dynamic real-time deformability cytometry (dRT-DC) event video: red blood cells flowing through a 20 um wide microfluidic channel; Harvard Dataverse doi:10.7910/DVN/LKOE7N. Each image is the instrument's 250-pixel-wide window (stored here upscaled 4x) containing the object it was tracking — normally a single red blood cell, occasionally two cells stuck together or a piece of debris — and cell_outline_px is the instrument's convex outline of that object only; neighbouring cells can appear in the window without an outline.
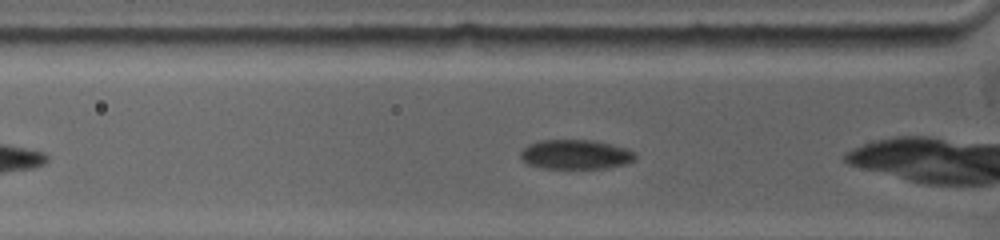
{"species": "common noctule bat (a hibernating species)", "species_latin": "Nyctalus noctula", "temperature_condition": "warm", "stored_images_in_passage": 39, "camera_frame_rate_fps": 5000, "um_per_image_px": 0.085, "animal": {"sex": "female", "body_mass_g": 19.0, "forearm_length_mm": 53.3}, "frame": {"image": 1, "passage_image": 4, "time_ms": 0.8, "image_size_px": [1000, 240], "cell_outline_px": [[636, 156], [628, 164], [604, 168], [544, 168], [528, 164], [520, 156], [520, 152], [528, 144], [536, 140], [596, 140], [624, 148], [632, 152]], "centroid_in_image_um": [48.89, 13.12], "position_along_channel_um": 76.9, "area_um2": 19.59}}
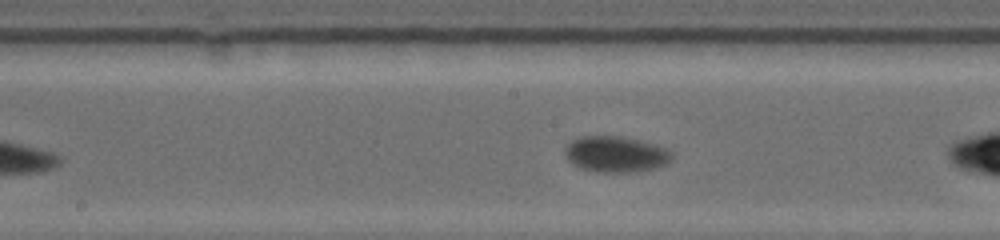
{"frame": {"image": 2, "passage_image": 19, "time_ms": 4.0, "image_size_px": [1000, 240], "cell_outline_px": [[672, 160], [668, 164], [656, 168], [632, 172], [596, 172], [580, 168], [572, 164], [568, 160], [564, 152], [564, 148], [572, 140], [580, 136], [620, 136], [640, 140], [668, 148], [672, 152]], "centroid_in_image_um": [52.35, 13.11], "position_along_channel_um": 195.8, "area_um2": 22.72}}
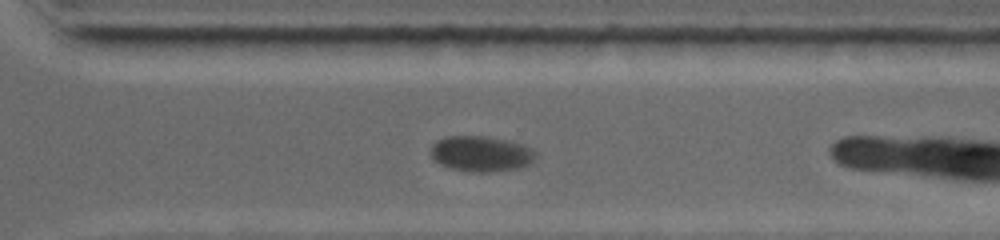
{"frame": {"image": 3, "passage_image": 34, "time_ms": 7.6, "image_size_px": [1000, 240], "cell_outline_px": [[536, 156], [528, 164], [520, 168], [484, 172], [468, 172], [452, 168], [440, 164], [428, 152], [432, 144], [436, 140], [448, 136], [484, 136], [524, 144], [532, 148], [536, 152]], "centroid_in_image_um": [40.87, 13.06], "position_along_channel_um": 329.7, "area_um2": 21.73}}